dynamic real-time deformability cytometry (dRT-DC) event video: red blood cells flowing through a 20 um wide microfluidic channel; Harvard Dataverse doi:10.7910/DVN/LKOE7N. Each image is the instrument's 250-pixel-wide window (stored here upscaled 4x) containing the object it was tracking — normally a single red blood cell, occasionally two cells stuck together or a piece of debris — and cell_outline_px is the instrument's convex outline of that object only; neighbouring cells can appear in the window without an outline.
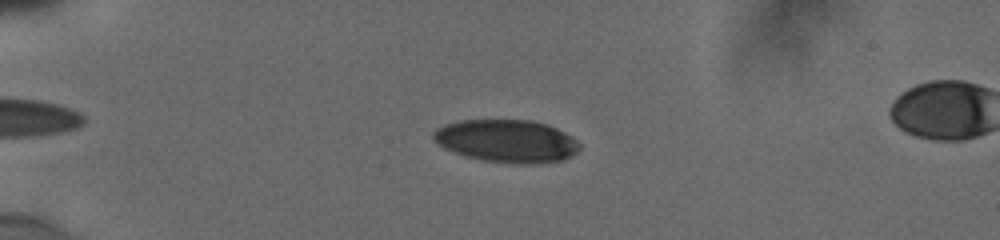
{"species": "human", "species_latin": "Homo sapiens", "temperature_condition": "cold", "stored_images_in_passage": 47, "camera_frame_rate_fps": 3000, "um_per_image_px": 0.085, "donor": {"sex": "male"}, "frame": {"image": 1, "passage_image": 7, "time_ms": 2.0, "image_size_px": [1000, 240], "cell_outline_px": [[580, 148], [576, 152], [560, 160], [536, 164], [516, 164], [484, 160], [468, 156], [444, 148], [436, 144], [432, 136], [432, 132], [436, 128], [444, 124], [460, 120], [532, 120], [548, 124], [564, 132], [576, 140], [580, 144]], "centroid_in_image_um": [43.04, 11.97], "position_along_channel_um": 42.0, "area_um2": 36.36}}
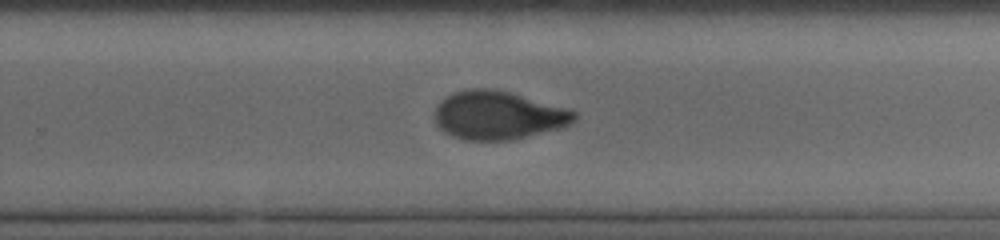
{"frame": {"image": 2, "passage_image": 30, "time_ms": 9.667, "image_size_px": [1000, 240], "cell_outline_px": [[576, 120], [560, 128], [512, 140], [468, 140], [452, 136], [444, 132], [436, 124], [436, 108], [440, 100], [456, 92], [468, 88], [492, 88], [508, 92], [568, 108], [576, 112]], "centroid_in_image_um": [42.34, 9.8], "position_along_channel_um": 287.5, "area_um2": 39.13}}
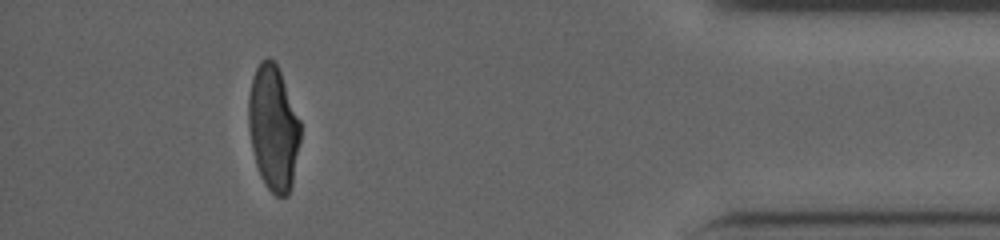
{"frame": {"image": 3, "passage_image": 43, "time_ms": 14.0, "image_size_px": [1000, 240], "cell_outline_px": [[300, 140], [292, 184], [288, 196], [276, 196], [268, 188], [260, 176], [256, 164], [252, 148], [248, 128], [248, 96], [252, 80], [256, 68], [260, 60], [268, 56], [276, 64], [280, 72], [300, 120]], "centroid_in_image_um": [23.22, 10.87], "position_along_channel_um": 412.0, "area_um2": 37.69}, "authors_computed_cell_mechanics": {"area_um2": 39.1306, "velocity_mm_per_s": 3.86, "shape_relaxation_time_tau1_ms": 6.18, "shape_relaxation_time_tau2_ms": 1.6213, "deformation_change_tau1": 0.1913, "deformation_change_tau2": 0.0675}}